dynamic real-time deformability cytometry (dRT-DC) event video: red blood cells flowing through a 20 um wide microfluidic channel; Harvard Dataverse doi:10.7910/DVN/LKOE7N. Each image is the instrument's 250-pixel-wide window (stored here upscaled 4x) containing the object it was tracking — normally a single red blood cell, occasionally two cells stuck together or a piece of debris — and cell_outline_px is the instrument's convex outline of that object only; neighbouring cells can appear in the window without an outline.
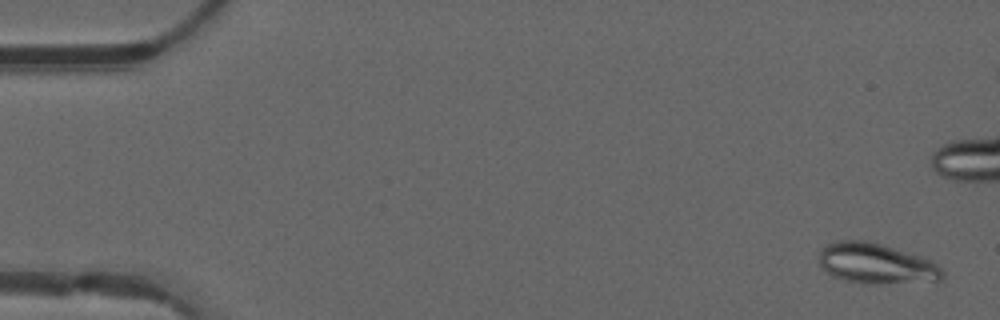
{"species": "common noctule bat (a hibernating species)", "species_latin": "Nyctalus noctula", "temperature_condition": "warm", "stored_images_in_passage": 50, "camera_frame_rate_fps": 3000, "um_per_image_px": 0.085, "animal": {"sex": "male", "forearm_length_mm": 52.5}, "frame": {"image": 1, "passage_image": 2, "time_ms": 0.333, "image_size_px": [1000, 320], "cell_outline_px": [[944, 276], [940, 280], [872, 284], [844, 280], [832, 276], [820, 264], [820, 252], [824, 244], [832, 240], [864, 240], [880, 244], [928, 260], [936, 264], [944, 272]], "centroid_in_image_um": [74.4, 22.39], "position_along_channel_um": 10.6, "area_um2": 28.5}}
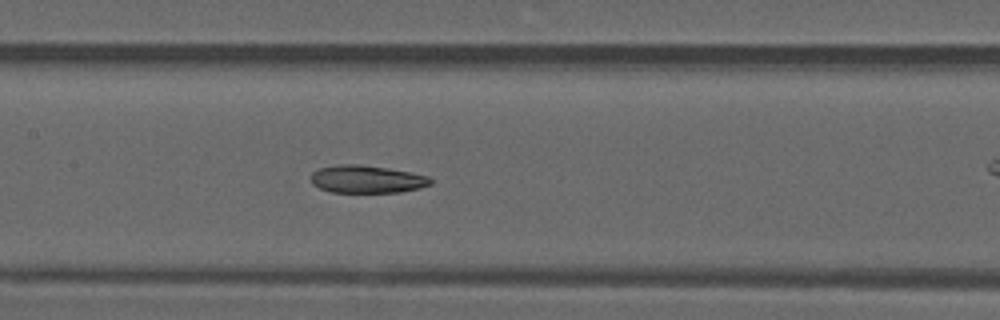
{"frame": {"image": 2, "passage_image": 24, "time_ms": 7.667, "image_size_px": [1000, 320], "cell_outline_px": [[432, 184], [420, 188], [400, 192], [332, 192], [320, 188], [312, 184], [312, 172], [320, 168], [336, 164], [356, 164], [388, 168], [412, 172], [428, 176], [432, 180]], "centroid_in_image_um": [31.2, 15.23], "position_along_channel_um": 176.2, "area_um2": 19.31}}
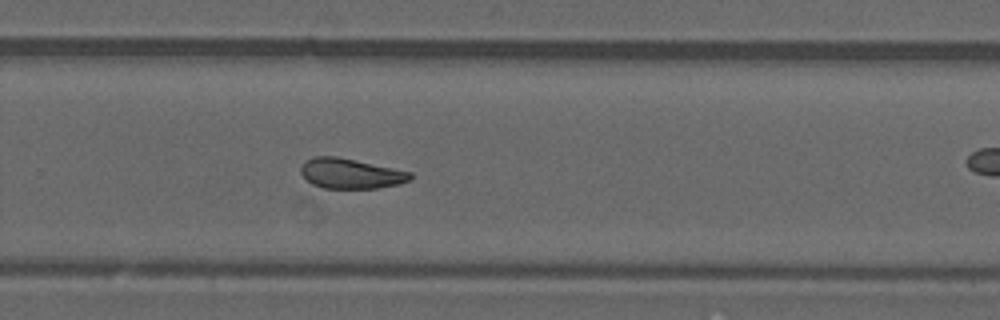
{"frame": {"image": 3, "passage_image": 33, "time_ms": 10.667, "image_size_px": [1000, 320], "cell_outline_px": [[412, 176], [408, 180], [400, 184], [380, 188], [324, 188], [312, 184], [300, 172], [300, 168], [312, 156], [336, 156], [412, 172]], "centroid_in_image_um": [29.81, 14.75], "position_along_channel_um": 300.0, "area_um2": 19.02}}